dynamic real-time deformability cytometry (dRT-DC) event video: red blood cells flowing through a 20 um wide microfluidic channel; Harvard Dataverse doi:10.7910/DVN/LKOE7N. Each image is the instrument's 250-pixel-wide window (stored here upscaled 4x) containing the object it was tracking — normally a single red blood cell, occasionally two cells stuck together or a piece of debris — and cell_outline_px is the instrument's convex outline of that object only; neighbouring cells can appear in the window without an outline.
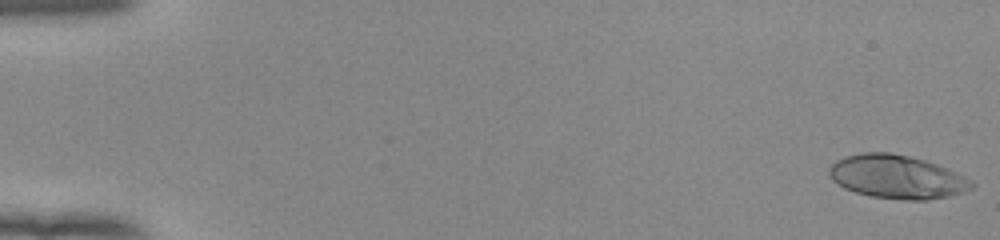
{"species": "human", "species_latin": "Homo sapiens", "temperature_condition": "room temperature", "stored_images_in_passage": 53, "camera_frame_rate_fps": 3000, "um_per_image_px": 0.085, "donor": {"sex": "female"}, "frame": {"image": 1, "passage_image": 1, "time_ms": 0.0, "image_size_px": [1000, 240], "cell_outline_px": [[976, 184], [972, 188], [948, 196], [924, 200], [908, 200], [872, 196], [856, 192], [844, 188], [832, 180], [828, 176], [828, 168], [836, 160], [844, 156], [864, 152], [892, 152], [924, 160], [936, 164], [964, 176], [972, 180]], "centroid_in_image_um": [76.2, 15.02], "position_along_channel_um": 8.8, "area_um2": 35.95}}
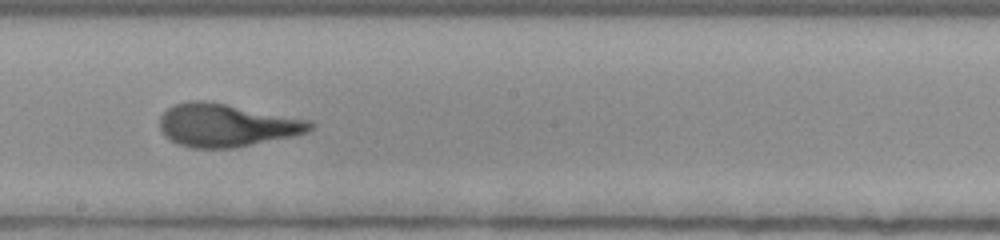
{"frame": {"image": 2, "passage_image": 31, "time_ms": 10.0, "image_size_px": [1000, 240], "cell_outline_px": [[312, 128], [308, 132], [292, 136], [232, 148], [192, 148], [180, 144], [164, 136], [160, 128], [160, 116], [172, 104], [188, 100], [204, 100], [312, 120]], "centroid_in_image_um": [19.22, 10.63], "position_along_channel_um": 229.0, "area_um2": 37.51}}
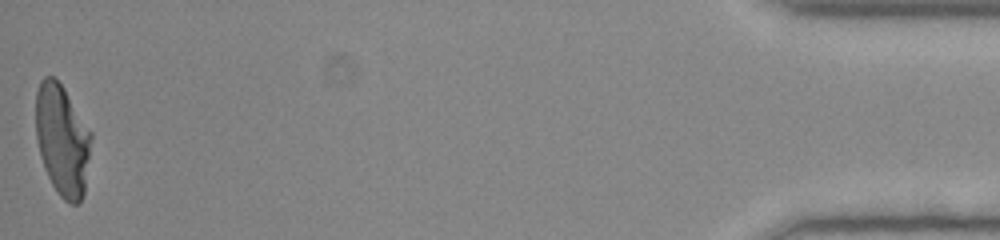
{"frame": {"image": 3, "passage_image": 53, "time_ms": 17.333, "image_size_px": [1000, 240], "cell_outline_px": [[92, 136], [84, 196], [76, 204], [68, 204], [60, 196], [52, 184], [44, 168], [40, 156], [36, 140], [36, 92], [40, 80], [44, 76], [52, 76], [64, 88], [92, 132]], "centroid_in_image_um": [5.29, 11.91], "position_along_channel_um": 429.9, "area_um2": 36.13}, "authors_computed_cell_mechanics": {"area_um2": 36.125, "velocity_mm_per_s": 3.9329, "shape_relaxation_time_tau1_ms": 4.2809, "shape_relaxation_time_tau2_ms": 0.7231, "deformation_change_tau1": 0.2277, "deformation_change_tau2": 0.0762}}